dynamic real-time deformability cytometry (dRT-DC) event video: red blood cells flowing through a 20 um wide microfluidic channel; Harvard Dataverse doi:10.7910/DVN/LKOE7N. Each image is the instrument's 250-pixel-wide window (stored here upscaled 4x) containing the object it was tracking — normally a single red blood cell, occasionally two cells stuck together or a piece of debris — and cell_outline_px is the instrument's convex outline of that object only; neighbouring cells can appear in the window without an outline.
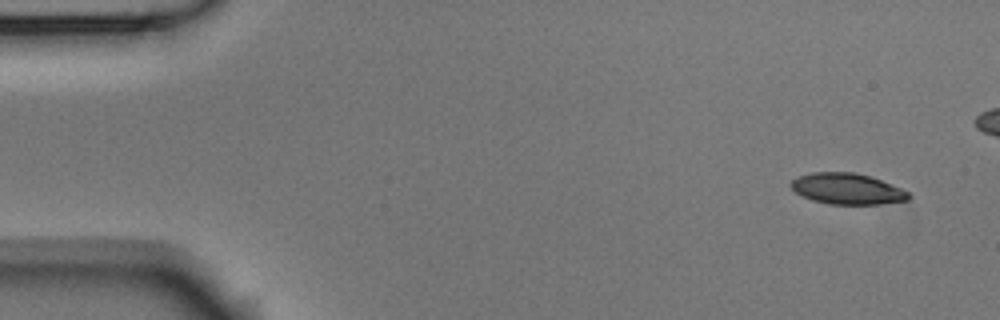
{"species": "Egyptian fruit bat (a non-hibernating species)", "species_latin": "Rousettus aegyptiacus", "temperature_condition": "room temperature", "stored_images_in_passage": 10, "camera_frame_rate_fps": 3000, "um_per_image_px": 0.085, "animal": {"sex": "male"}, "frame": {"image": 1, "passage_image": 1, "time_ms": 0.0, "image_size_px": [1000, 320], "cell_outline_px": [[912, 196], [908, 200], [880, 204], [828, 204], [812, 200], [796, 192], [788, 184], [792, 180], [800, 176], [812, 172], [856, 172], [880, 180], [900, 188], [908, 192]], "centroid_in_image_um": [72.0, 16.05], "position_along_channel_um": 13.0, "area_um2": 21.1}}
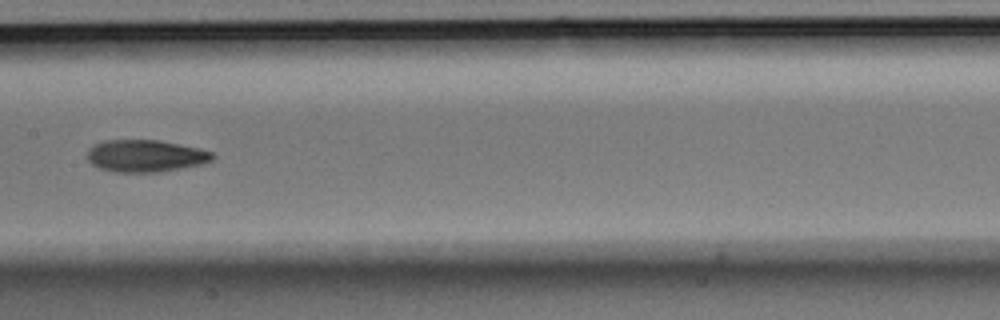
{"frame": {"image": 2, "passage_image": 7, "time_ms": 2.0, "image_size_px": [1000, 320], "cell_outline_px": [[216, 156], [212, 160], [204, 164], [156, 172], [116, 172], [100, 168], [92, 164], [88, 160], [88, 148], [92, 144], [104, 140], [160, 140], [200, 148], [212, 152]], "centroid_in_image_um": [12.38, 13.24], "position_along_channel_um": 195.0, "area_um2": 23.58}}
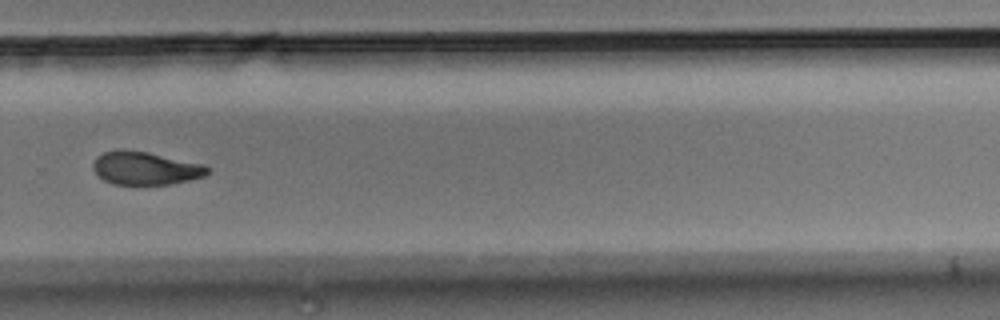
{"frame": {"image": 3, "passage_image": 10, "time_ms": 3.0, "image_size_px": [1000, 320], "cell_outline_px": [[208, 172], [204, 176], [188, 180], [168, 184], [112, 184], [104, 180], [92, 168], [92, 164], [96, 156], [104, 152], [120, 148], [124, 148], [148, 152], [204, 164], [208, 168]], "centroid_in_image_um": [12.31, 14.27], "position_along_channel_um": 317.5, "area_um2": 22.08}}